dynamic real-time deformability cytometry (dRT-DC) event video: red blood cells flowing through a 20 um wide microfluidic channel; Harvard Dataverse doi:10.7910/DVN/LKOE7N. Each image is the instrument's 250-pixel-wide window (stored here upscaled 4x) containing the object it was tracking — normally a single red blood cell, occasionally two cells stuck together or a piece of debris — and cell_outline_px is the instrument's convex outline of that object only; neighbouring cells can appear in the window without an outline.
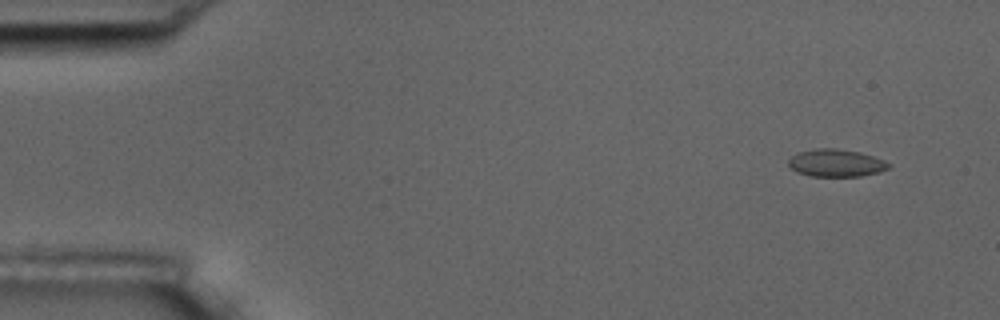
{"species": "common noctule bat (a hibernating species)", "species_latin": "Nyctalus noctula", "temperature_condition": "room temperature", "stored_images_in_passage": 6, "camera_frame_rate_fps": 3000, "um_per_image_px": 0.085, "animal": {"sex": "male", "body_mass_g": 17.5, "forearm_length_mm": 52.3}, "frame": {"image": 1, "passage_image": 2, "time_ms": 1.0, "image_size_px": [1000, 320], "cell_outline_px": [[892, 164], [888, 168], [880, 172], [860, 176], [812, 176], [796, 172], [788, 164], [788, 160], [792, 156], [800, 152], [816, 148], [836, 148], [860, 152], [872, 156]], "centroid_in_image_um": [71.06, 13.85], "position_along_channel_um": 13.9, "area_um2": 15.95}}
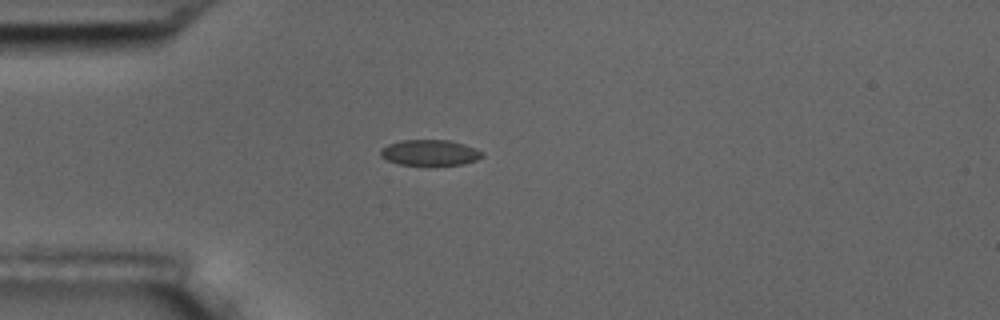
{"frame": {"image": 2, "passage_image": 5, "time_ms": 4.667, "image_size_px": [1000, 320], "cell_outline_px": [[484, 156], [476, 160], [464, 164], [396, 164], [380, 156], [380, 152], [388, 144], [400, 140], [448, 140], [464, 144], [476, 148], [484, 152]], "centroid_in_image_um": [36.57, 12.96], "position_along_channel_um": 48.4, "area_um2": 15.09}}